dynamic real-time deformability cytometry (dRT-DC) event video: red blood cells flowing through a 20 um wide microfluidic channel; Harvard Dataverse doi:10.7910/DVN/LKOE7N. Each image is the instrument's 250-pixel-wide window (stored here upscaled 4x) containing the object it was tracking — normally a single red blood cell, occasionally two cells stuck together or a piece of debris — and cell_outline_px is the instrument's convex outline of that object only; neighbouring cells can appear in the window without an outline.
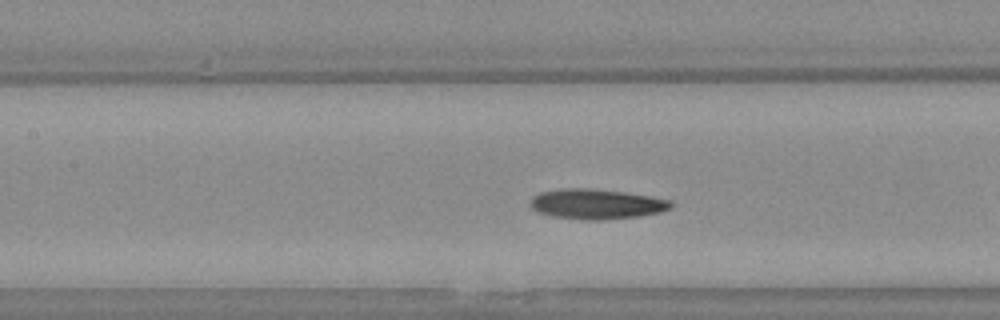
{"species": "Egyptian fruit bat (a non-hibernating species)", "species_latin": "Rousettus aegyptiacus", "temperature_condition": "warm", "stored_images_in_passage": 24, "camera_frame_rate_fps": 3000, "um_per_image_px": 0.085, "animal": {"sex": "female"}, "frame": {"image": 1, "passage_image": 8, "time_ms": 2.333, "image_size_px": [1000, 320], "cell_outline_px": [[672, 208], [660, 212], [640, 216], [596, 220], [584, 220], [552, 216], [540, 212], [532, 208], [528, 204], [532, 196], [540, 192], [564, 188], [588, 188], [624, 192], [648, 196], [668, 200], [672, 204]], "centroid_in_image_um": [50.65, 17.34], "position_along_channel_um": 156.7, "area_um2": 24.51}}